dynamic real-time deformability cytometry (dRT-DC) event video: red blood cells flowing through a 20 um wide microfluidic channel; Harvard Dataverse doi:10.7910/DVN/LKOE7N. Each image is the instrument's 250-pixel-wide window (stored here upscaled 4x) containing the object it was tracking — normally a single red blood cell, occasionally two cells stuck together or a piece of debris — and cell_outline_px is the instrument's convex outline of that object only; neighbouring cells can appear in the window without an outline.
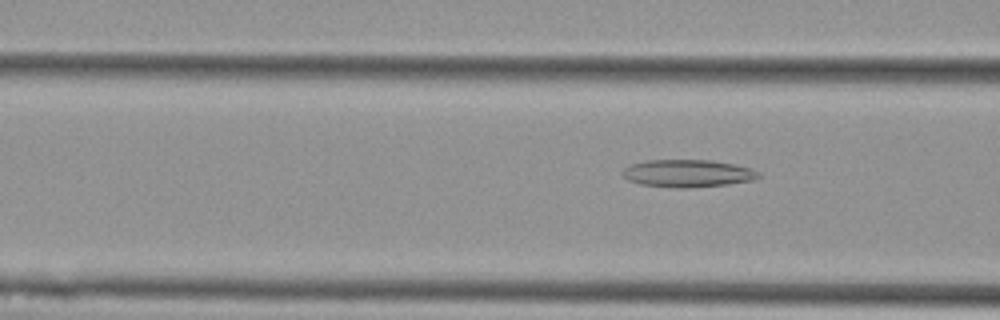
{"species": "Egyptian fruit bat (a non-hibernating species)", "species_latin": "Rousettus aegyptiacus", "temperature_condition": "cold", "stored_images_in_passage": 5, "camera_frame_rate_fps": 3000, "um_per_image_px": 0.085, "animal": {"sex": "female"}, "frame": {"image": 1, "passage_image": 4, "time_ms": 1.0, "image_size_px": [1000, 320], "cell_outline_px": [[760, 176], [752, 180], [728, 184], [688, 188], [676, 188], [640, 184], [628, 180], [620, 172], [628, 164], [648, 160], [712, 160], [752, 168], [760, 172]], "centroid_in_image_um": [58.42, 14.73], "position_along_channel_um": 108.2, "area_um2": 21.91}}
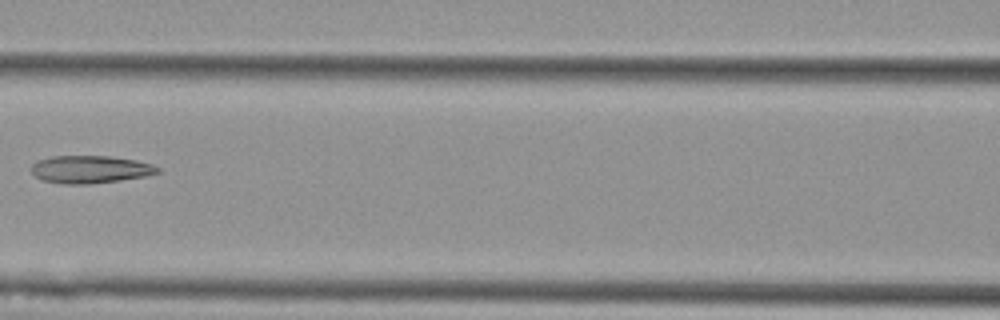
{"frame": {"image": 2, "passage_image": 5, "time_ms": 1.333, "image_size_px": [1000, 320], "cell_outline_px": [[160, 172], [144, 176], [120, 180], [88, 184], [64, 184], [44, 180], [36, 176], [32, 172], [32, 164], [36, 160], [52, 156], [112, 156], [136, 160], [152, 164], [160, 168]], "centroid_in_image_um": [7.67, 14.38], "position_along_channel_um": 158.9, "area_um2": 20.29}}